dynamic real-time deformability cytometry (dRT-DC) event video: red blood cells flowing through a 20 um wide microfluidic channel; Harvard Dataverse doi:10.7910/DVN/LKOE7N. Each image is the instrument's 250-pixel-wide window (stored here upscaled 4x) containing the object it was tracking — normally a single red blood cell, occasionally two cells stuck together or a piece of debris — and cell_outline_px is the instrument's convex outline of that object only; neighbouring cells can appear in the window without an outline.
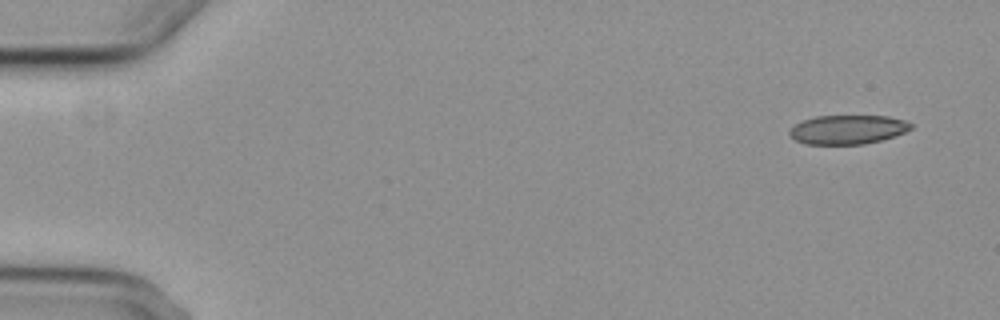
{"species": "common noctule bat (a hibernating species)", "species_latin": "Nyctalus noctula", "temperature_condition": "cold", "stored_images_in_passage": 4, "camera_frame_rate_fps": 3000, "um_per_image_px": 0.085, "animal": {"sex": "female", "body_mass_g": 29.2, "forearm_length_mm": 56.3}, "frame": {"image": 1, "passage_image": 1, "time_ms": 0.0, "image_size_px": [1000, 320], "cell_outline_px": [[912, 128], [904, 132], [880, 140], [864, 144], [804, 144], [796, 140], [788, 132], [796, 124], [804, 120], [816, 116], [888, 116], [904, 120], [912, 124]], "centroid_in_image_um": [72.05, 11.01], "position_along_channel_um": 12.9, "area_um2": 20.29}}